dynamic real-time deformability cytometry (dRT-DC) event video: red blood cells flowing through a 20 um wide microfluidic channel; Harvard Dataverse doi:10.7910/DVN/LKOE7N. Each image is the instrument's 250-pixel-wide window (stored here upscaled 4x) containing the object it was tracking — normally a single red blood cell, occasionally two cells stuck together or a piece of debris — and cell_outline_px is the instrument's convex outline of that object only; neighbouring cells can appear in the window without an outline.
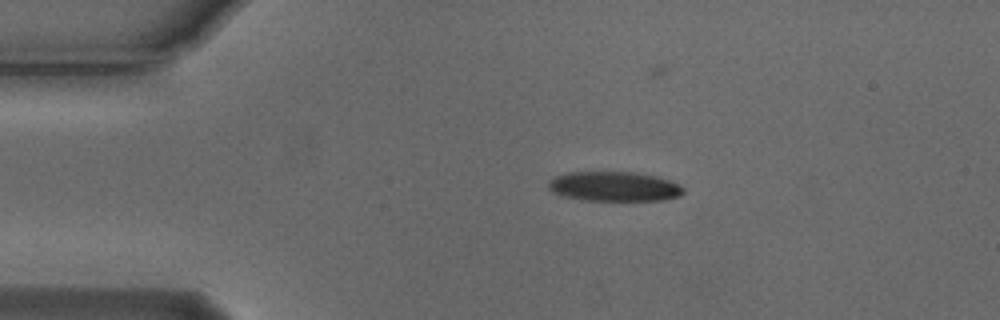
{"species": "Egyptian fruit bat (a non-hibernating species)", "species_latin": "Rousettus aegyptiacus", "temperature_condition": "cold", "stored_images_in_passage": 5, "camera_frame_rate_fps": 3000, "um_per_image_px": 0.085, "animal": {"sex": "male"}, "frame": {"image": 1, "passage_image": 3, "time_ms": 0.667, "image_size_px": [1000, 320], "cell_outline_px": [[684, 192], [680, 196], [664, 200], [588, 200], [564, 196], [552, 192], [548, 188], [548, 180], [564, 172], [632, 172], [656, 176], [668, 180], [684, 188]], "centroid_in_image_um": [52.17, 15.84], "position_along_channel_um": 32.8, "area_um2": 23.24}}
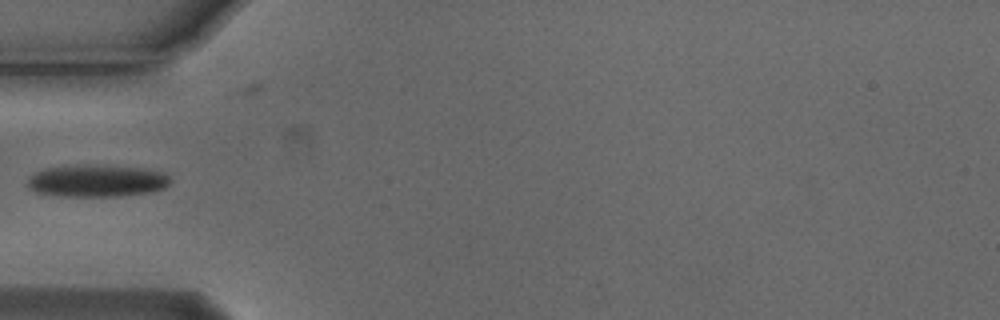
{"frame": {"image": 2, "passage_image": 5, "time_ms": 1.333, "image_size_px": [1000, 320], "cell_outline_px": [[172, 180], [164, 188], [148, 192], [120, 196], [56, 196], [36, 192], [28, 184], [28, 180], [36, 172], [44, 168], [84, 164], [144, 168], [164, 172]], "centroid_in_image_um": [8.25, 15.36], "position_along_channel_um": 76.7, "area_um2": 26.7}}